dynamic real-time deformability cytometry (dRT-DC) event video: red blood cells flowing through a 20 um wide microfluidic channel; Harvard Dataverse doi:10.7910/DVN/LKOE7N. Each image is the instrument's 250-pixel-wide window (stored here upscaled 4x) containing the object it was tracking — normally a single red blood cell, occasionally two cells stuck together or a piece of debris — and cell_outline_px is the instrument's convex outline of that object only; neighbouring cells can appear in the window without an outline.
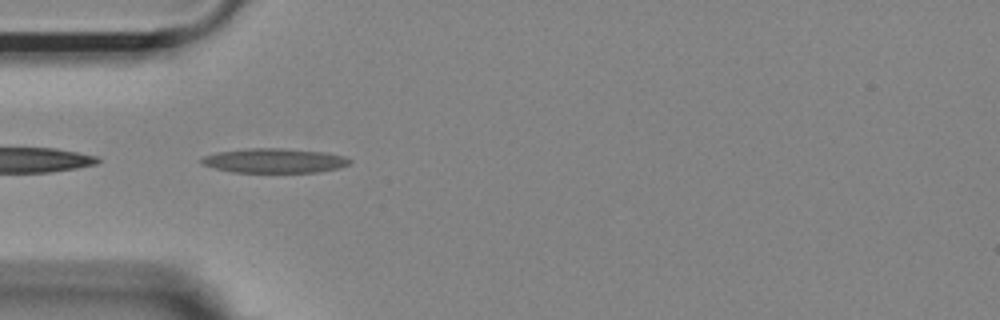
{"species": "Egyptian fruit bat (a non-hibernating species)", "species_latin": "Rousettus aegyptiacus", "temperature_condition": "room temperature", "stored_images_in_passage": 39, "camera_frame_rate_fps": 3000, "um_per_image_px": 0.085, "animal": {"sex": "female"}, "frame": {"image": 1, "passage_image": 1, "time_ms": 0.0, "image_size_px": [1000, 320], "cell_outline_px": [[352, 160], [348, 164], [340, 168], [320, 172], [232, 172], [200, 164], [200, 160], [204, 156], [216, 152], [252, 148], [280, 148], [324, 152], [344, 156]], "centroid_in_image_um": [23.32, 13.66], "position_along_channel_um": 61.7, "area_um2": 21.1}}
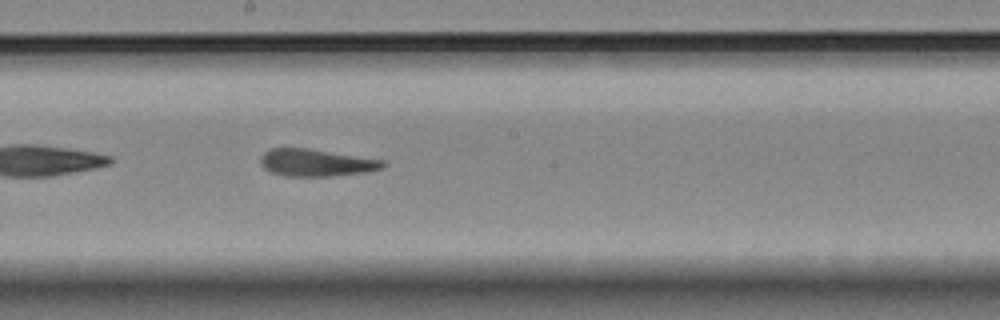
{"frame": {"image": 2, "passage_image": 14, "time_ms": 4.333, "image_size_px": [1000, 320], "cell_outline_px": [[388, 164], [384, 168], [368, 172], [332, 176], [284, 176], [272, 172], [264, 168], [260, 164], [260, 156], [264, 152], [272, 148], [308, 148], [384, 160]], "centroid_in_image_um": [26.9, 13.83], "position_along_channel_um": 221.3, "area_um2": 19.59}}
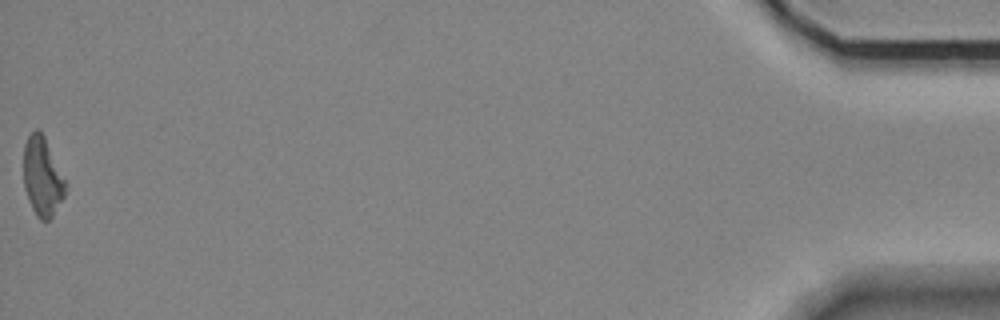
{"frame": {"image": 3, "passage_image": 39, "time_ms": 12.667, "image_size_px": [1000, 320], "cell_outline_px": [[68, 184], [64, 196], [52, 216], [48, 220], [40, 220], [36, 216], [32, 208], [24, 188], [24, 144], [28, 136], [36, 128], [44, 136]], "centroid_in_image_um": [3.61, 15.02], "position_along_channel_um": 431.6, "area_um2": 19.19}, "authors_computed_cell_mechanics": {"area_um2": 19.8254, "velocity_mm_per_s": 3.7038, "shape_relaxation_time_tau1_ms": null, "shape_relaxation_time_tau2_ms": 6.2946, "deformation_change_tau1": null, "deformation_change_tau2": 0.1847}}